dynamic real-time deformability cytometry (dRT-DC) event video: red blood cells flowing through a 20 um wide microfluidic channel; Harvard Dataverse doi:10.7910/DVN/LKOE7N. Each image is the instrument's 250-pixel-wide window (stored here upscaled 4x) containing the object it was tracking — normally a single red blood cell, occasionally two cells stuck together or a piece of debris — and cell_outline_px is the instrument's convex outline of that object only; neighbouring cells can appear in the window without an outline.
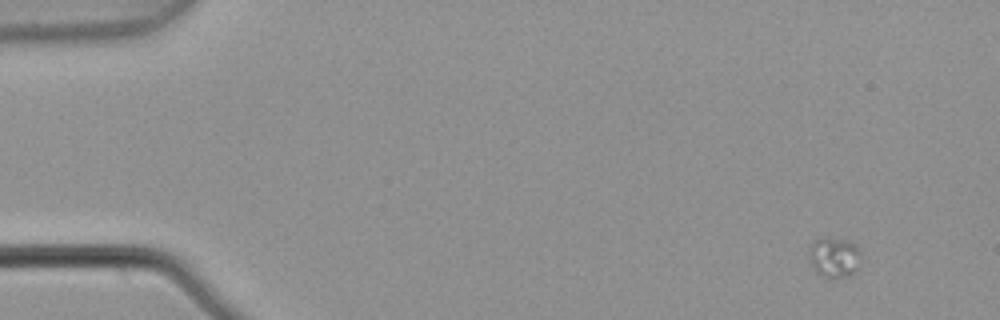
{"species": "common noctule bat (a hibernating species)", "species_latin": "Nyctalus noctula", "temperature_condition": "warm", "stored_images_in_passage": 8, "camera_frame_rate_fps": 3000, "um_per_image_px": 0.085, "animal": {"sex": "male", "body_mass_g": 21.5, "forearm_length_mm": 52.0}, "frame": {"image": 1, "passage_image": 1, "time_ms": 0.0, "image_size_px": [1000, 320], "cell_outline_px": [[860, 256], [856, 268], [852, 276], [832, 280], [820, 276], [812, 268], [808, 256], [808, 248], [816, 240], [836, 240], [856, 244], [860, 252]], "centroid_in_image_um": [70.87, 21.98], "position_along_channel_um": 14.1, "area_um2": 12.08}}